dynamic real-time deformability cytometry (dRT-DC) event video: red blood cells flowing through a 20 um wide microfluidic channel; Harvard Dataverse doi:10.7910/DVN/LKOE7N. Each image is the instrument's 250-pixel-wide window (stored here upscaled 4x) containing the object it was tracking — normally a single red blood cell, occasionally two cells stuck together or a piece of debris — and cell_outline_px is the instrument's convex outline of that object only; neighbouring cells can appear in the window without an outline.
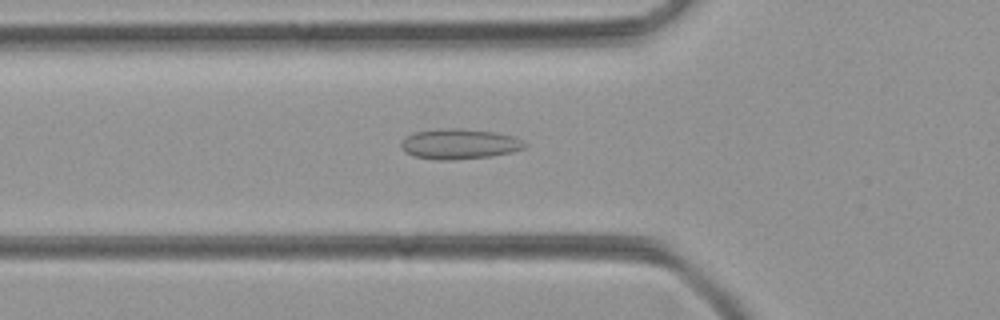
{"species": "common noctule bat (a hibernating species)", "species_latin": "Nyctalus noctula", "temperature_condition": "room temperature", "stored_images_in_passage": 41, "camera_frame_rate_fps": 3000, "um_per_image_px": 0.085, "animal": {"sex": "female", "body_mass_g": 21.9}, "frame": {"image": 1, "passage_image": 15, "time_ms": 4.667, "image_size_px": [1000, 320], "cell_outline_px": [[528, 144], [524, 148], [512, 152], [492, 156], [452, 160], [436, 160], [412, 156], [404, 152], [400, 148], [400, 144], [408, 136], [416, 132], [440, 128], [460, 128], [496, 132], [512, 136]], "centroid_in_image_um": [39.03, 12.24], "position_along_channel_um": 86.8, "area_um2": 21.91}}
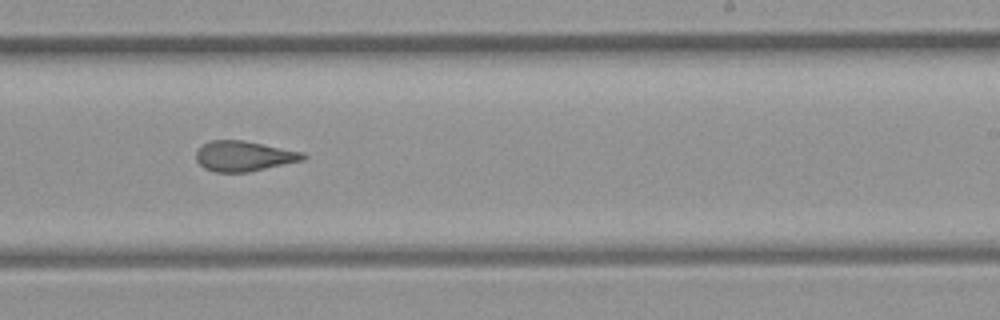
{"frame": {"image": 2, "passage_image": 28, "time_ms": 9.0, "image_size_px": [1000, 320], "cell_outline_px": [[308, 156], [304, 160], [248, 172], [216, 172], [204, 168], [196, 160], [196, 148], [212, 140], [244, 140], [304, 152]], "centroid_in_image_um": [20.74, 13.26], "position_along_channel_um": 268.3, "area_um2": 18.96}}
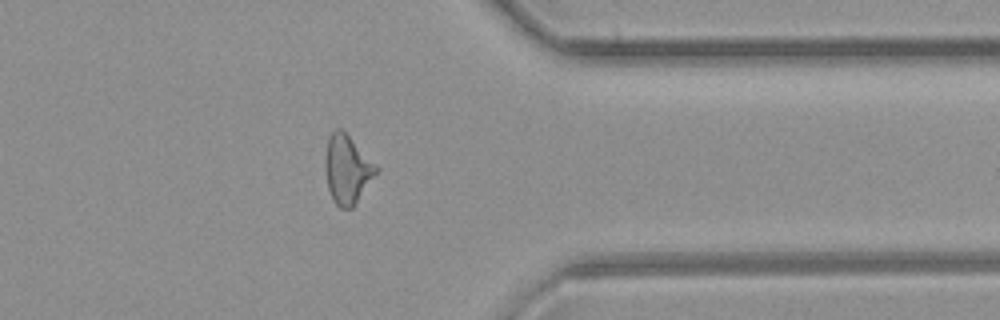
{"frame": {"image": 3, "passage_image": 37, "time_ms": 12.0, "image_size_px": [1000, 320], "cell_outline_px": [[376, 172], [352, 208], [340, 208], [332, 200], [328, 188], [324, 164], [324, 160], [328, 136], [336, 128], [340, 128], [376, 164]], "centroid_in_image_um": [29.46, 14.39], "position_along_channel_um": 381.9, "area_um2": 19.88}}